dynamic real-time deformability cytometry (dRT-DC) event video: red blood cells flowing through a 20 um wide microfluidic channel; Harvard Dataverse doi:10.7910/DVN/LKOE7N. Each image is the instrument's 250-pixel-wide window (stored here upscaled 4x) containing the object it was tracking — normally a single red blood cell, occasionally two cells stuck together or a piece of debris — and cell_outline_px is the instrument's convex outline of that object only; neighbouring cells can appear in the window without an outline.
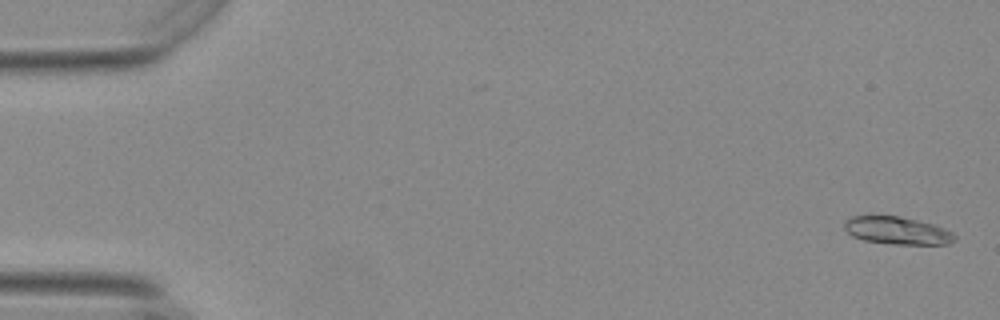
{"species": "Egyptian fruit bat (a non-hibernating species)", "species_latin": "Rousettus aegyptiacus", "temperature_condition": "warm", "stored_images_in_passage": 56, "camera_frame_rate_fps": 3000, "um_per_image_px": 0.085, "animal": {"sex": "female"}, "frame": {"image": 1, "passage_image": 2, "time_ms": 0.333, "image_size_px": [1000, 320], "cell_outline_px": [[956, 240], [948, 244], [892, 244], [864, 240], [852, 236], [844, 228], [844, 224], [852, 216], [896, 216], [916, 220], [932, 224], [944, 228], [952, 232], [956, 236]], "centroid_in_image_um": [76.28, 19.61], "position_along_channel_um": 8.7, "area_um2": 17.51}}
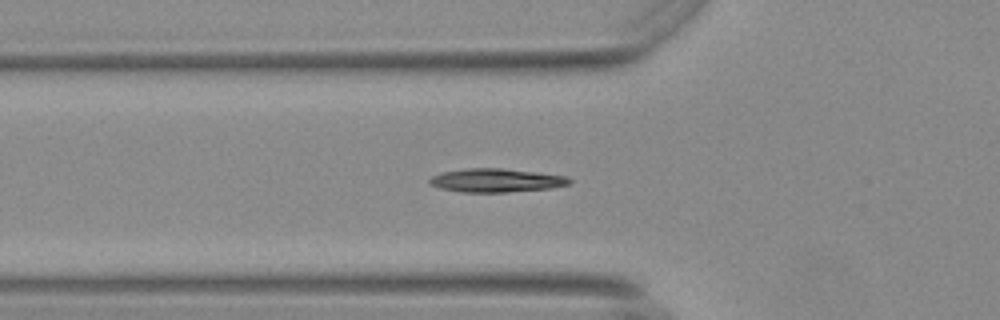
{"frame": {"image": 2, "passage_image": 20, "time_ms": 6.333, "image_size_px": [1000, 320], "cell_outline_px": [[572, 184], [552, 188], [508, 192], [460, 192], [440, 188], [428, 184], [428, 180], [432, 176], [440, 172], [468, 168], [500, 168], [536, 172], [568, 176], [572, 180]], "centroid_in_image_um": [42.18, 15.33], "position_along_channel_um": 83.6, "area_um2": 19.42}}
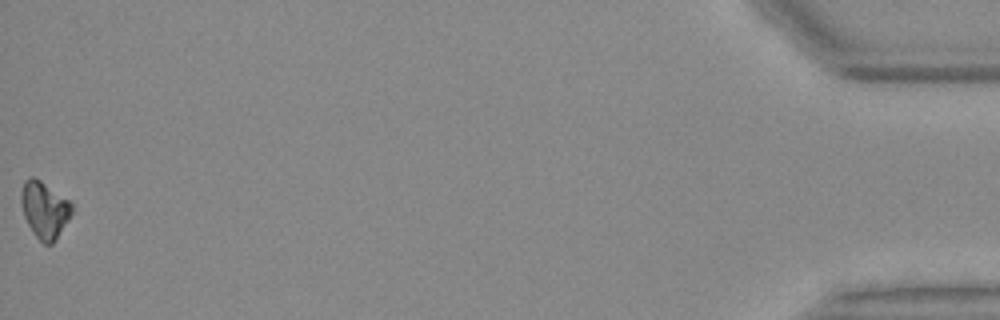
{"frame": {"image": 3, "passage_image": 56, "time_ms": 18.333, "image_size_px": [1000, 320], "cell_outline_px": [[72, 212], [68, 220], [52, 244], [44, 244], [36, 236], [28, 224], [24, 216], [20, 204], [20, 192], [24, 180], [28, 176], [32, 176], [40, 180], [68, 200], [72, 204]], "centroid_in_image_um": [3.74, 17.8], "position_along_channel_um": 431.5, "area_um2": 16.59}, "authors_computed_cell_mechanics": {"area_um2": 17.6868, "velocity_mm_per_s": 3.7099, "shape_relaxation_time_tau1_ms": 5.1152, "shape_relaxation_time_tau2_ms": null, "deformation_change_tau1": 0.104, "deformation_change_tau2": null}}